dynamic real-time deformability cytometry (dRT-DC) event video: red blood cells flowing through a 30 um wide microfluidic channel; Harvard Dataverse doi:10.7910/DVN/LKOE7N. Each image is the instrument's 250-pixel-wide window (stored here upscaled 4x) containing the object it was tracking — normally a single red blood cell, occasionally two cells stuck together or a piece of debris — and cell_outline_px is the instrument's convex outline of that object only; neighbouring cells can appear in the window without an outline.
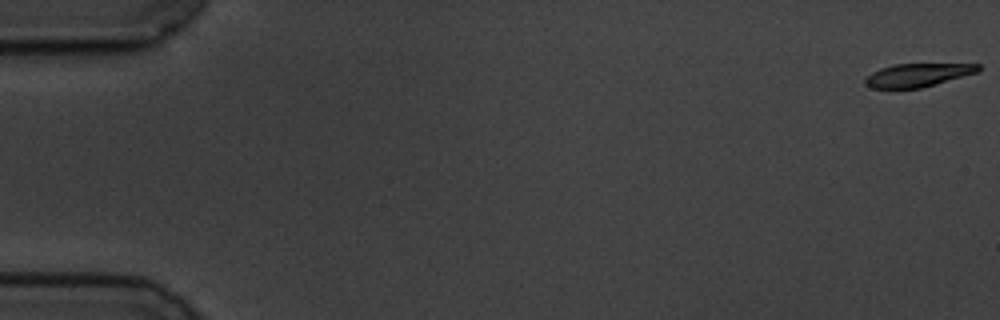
{"species": "common noctule bat (a hibernating species)", "species_latin": "Nyctalus noctula", "temperature_condition": "cold", "stored_images_in_passage": 58, "camera_frame_rate_fps": 3000, "um_per_image_px": 0.085, "animal": {"sex": "male", "body_mass_g": 19.5, "forearm_length_mm": 54.6}, "frame": {"image": 1, "passage_image": 1, "time_ms": 0.0, "image_size_px": [1000, 320], "cell_outline_px": [[980, 72], [920, 88], [872, 88], [864, 84], [864, 80], [872, 72], [880, 68], [896, 64], [980, 64]], "centroid_in_image_um": [78.02, 6.38], "position_along_channel_um": 7.0, "area_um2": 15.26}}
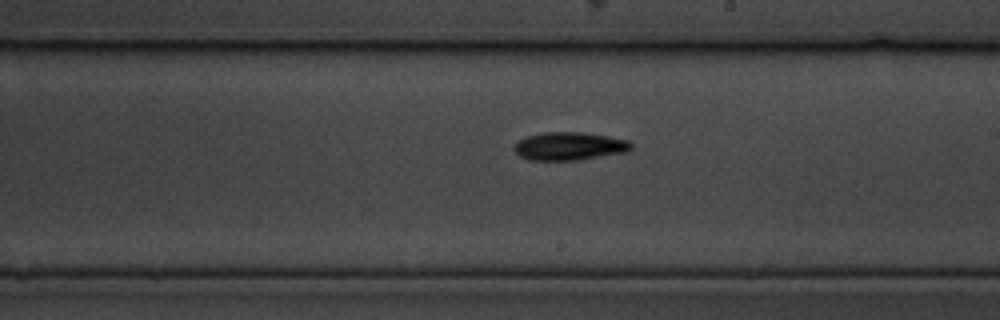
{"frame": {"image": 2, "passage_image": 34, "time_ms": 11.0, "image_size_px": [1000, 320], "cell_outline_px": [[632, 148], [628, 152], [576, 160], [528, 160], [520, 156], [512, 148], [520, 140], [528, 136], [544, 132], [576, 132], [608, 136], [628, 140], [632, 144]], "centroid_in_image_um": [48.41, 12.43], "position_along_channel_um": 240.6, "area_um2": 19.02}}
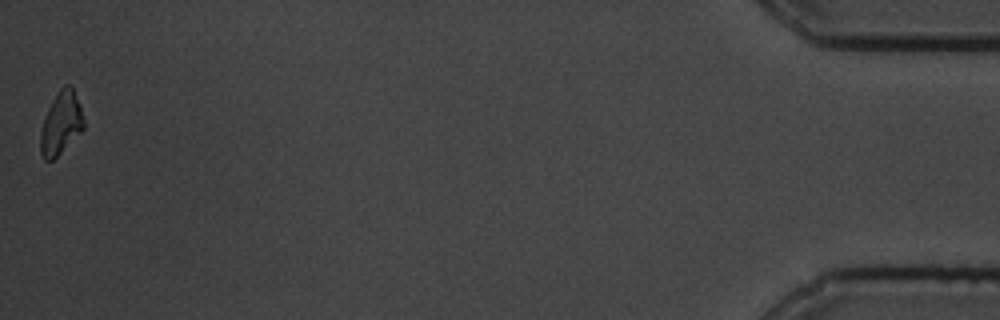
{"frame": {"image": 3, "passage_image": 58, "time_ms": 19.0, "image_size_px": [1000, 320], "cell_outline_px": [[84, 128], [52, 160], [44, 160], [40, 152], [40, 132], [48, 108], [52, 100], [60, 88], [64, 84], [68, 84], [72, 88], [80, 104], [84, 120]], "centroid_in_image_um": [5.17, 10.45], "position_along_channel_um": 430.0, "area_um2": 15.49}, "authors_computed_cell_mechanics": {"area_um2": 17.4845, "velocity_mm_per_s": 3.5007, "shape_relaxation_time_tau1_ms": 3.9844, "shape_relaxation_time_tau2_ms": null, "deformation_change_tau1": 0.1174, "deformation_change_tau2": null}}